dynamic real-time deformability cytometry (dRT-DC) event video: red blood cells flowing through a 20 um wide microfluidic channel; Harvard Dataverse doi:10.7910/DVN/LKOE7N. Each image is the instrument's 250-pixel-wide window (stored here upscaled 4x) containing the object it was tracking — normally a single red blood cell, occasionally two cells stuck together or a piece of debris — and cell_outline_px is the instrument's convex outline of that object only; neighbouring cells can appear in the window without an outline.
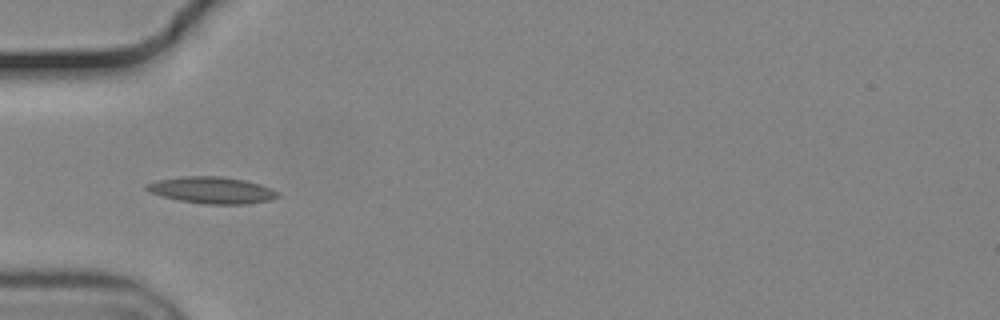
{"species": "common noctule bat (a hibernating species)", "species_latin": "Nyctalus noctula", "temperature_condition": "cold", "stored_images_in_passage": 25, "camera_frame_rate_fps": 3000, "um_per_image_px": 0.085, "animal": {"sex": "male", "body_mass_g": 19.2, "forearm_length_mm": 51.8}, "frame": {"image": 1, "passage_image": 2, "time_ms": 0.333, "image_size_px": [1000, 320], "cell_outline_px": [[280, 196], [272, 200], [248, 204], [204, 204], [180, 200], [148, 192], [144, 188], [144, 184], [156, 180], [180, 176], [220, 176], [244, 180], [260, 184], [272, 188], [280, 192]], "centroid_in_image_um": [18.03, 16.16], "position_along_channel_um": 67.0, "area_um2": 20.63}}
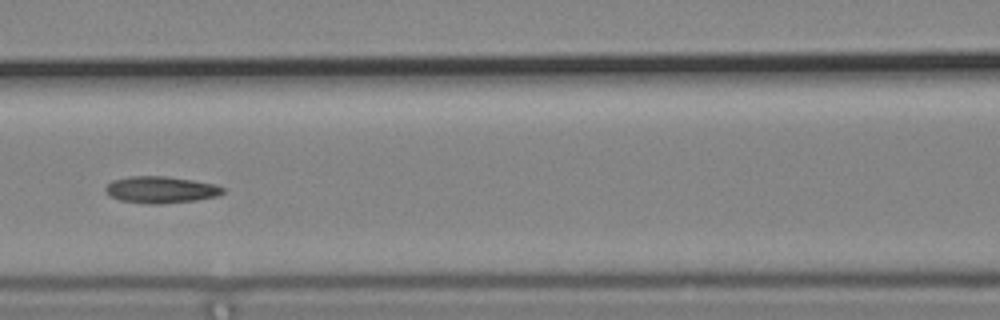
{"frame": {"image": 2, "passage_image": 9, "time_ms": 2.667, "image_size_px": [1000, 320], "cell_outline_px": [[224, 192], [216, 196], [196, 200], [160, 204], [148, 204], [120, 200], [108, 196], [104, 188], [112, 180], [132, 176], [168, 176], [216, 184], [224, 188]], "centroid_in_image_um": [13.65, 16.12], "position_along_channel_um": 153.0, "area_um2": 18.32}}
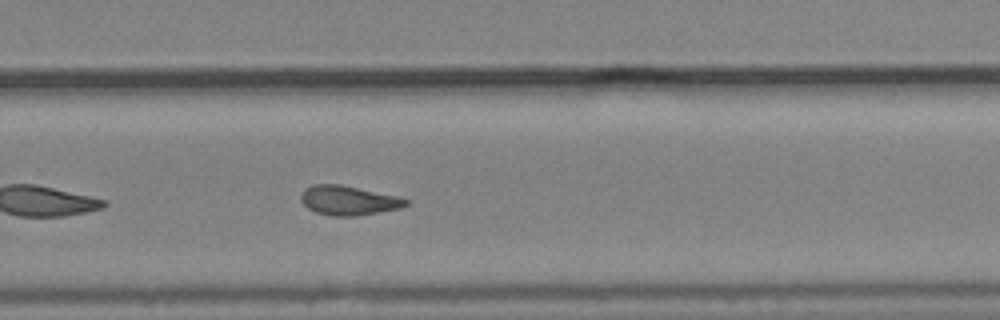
{"frame": {"image": 3, "passage_image": 21, "time_ms": 6.667, "image_size_px": [1000, 320], "cell_outline_px": [[408, 204], [400, 208], [356, 216], [332, 216], [316, 212], [308, 208], [300, 200], [300, 196], [304, 188], [312, 184], [340, 184], [396, 196], [408, 200]], "centroid_in_image_um": [29.57, 17.03], "position_along_channel_um": 300.2, "area_um2": 17.86}}